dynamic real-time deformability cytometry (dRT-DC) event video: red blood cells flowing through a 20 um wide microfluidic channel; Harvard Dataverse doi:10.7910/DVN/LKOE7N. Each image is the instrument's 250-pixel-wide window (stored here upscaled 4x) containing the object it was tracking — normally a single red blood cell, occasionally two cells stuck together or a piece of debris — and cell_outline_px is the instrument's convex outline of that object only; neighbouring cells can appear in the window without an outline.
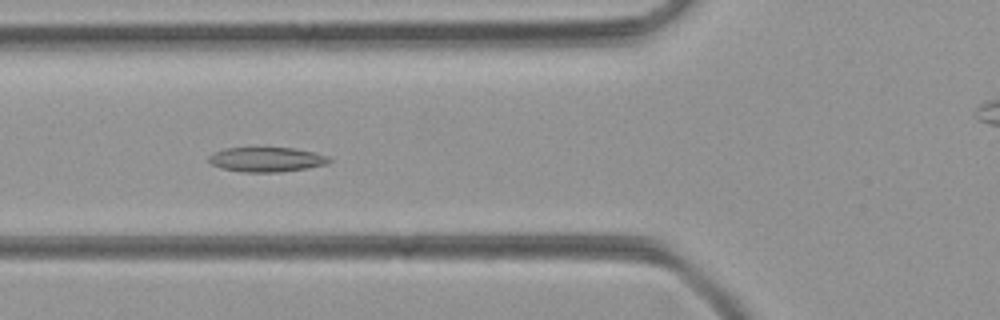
{"species": "common noctule bat (a hibernating species)", "species_latin": "Nyctalus noctula", "temperature_condition": "room temperature", "stored_images_in_passage": 48, "camera_frame_rate_fps": 3000, "um_per_image_px": 0.085, "animal": {"sex": "female", "body_mass_g": 21.9}, "frame": {"image": 1, "passage_image": 16, "time_ms": 5.0, "image_size_px": [1000, 320], "cell_outline_px": [[332, 160], [328, 164], [308, 168], [280, 172], [240, 172], [220, 168], [212, 164], [208, 160], [208, 156], [212, 152], [224, 148], [296, 148], [316, 152], [328, 156]], "centroid_in_image_um": [22.66, 13.56], "position_along_channel_um": 103.1, "area_um2": 17.57}}
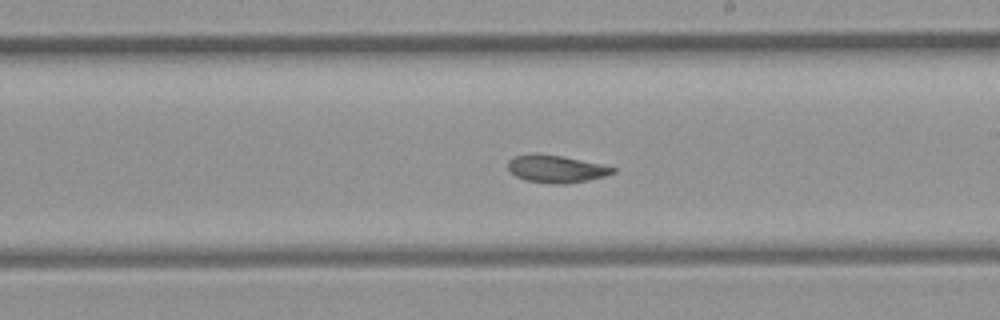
{"frame": {"image": 2, "passage_image": 26, "time_ms": 8.333, "image_size_px": [1000, 320], "cell_outline_px": [[616, 172], [604, 176], [588, 180], [568, 184], [552, 184], [524, 180], [516, 176], [508, 168], [508, 160], [516, 156], [536, 152], [560, 156], [600, 164], [616, 168]], "centroid_in_image_um": [47.25, 14.36], "position_along_channel_um": 241.7, "area_um2": 16.76}}
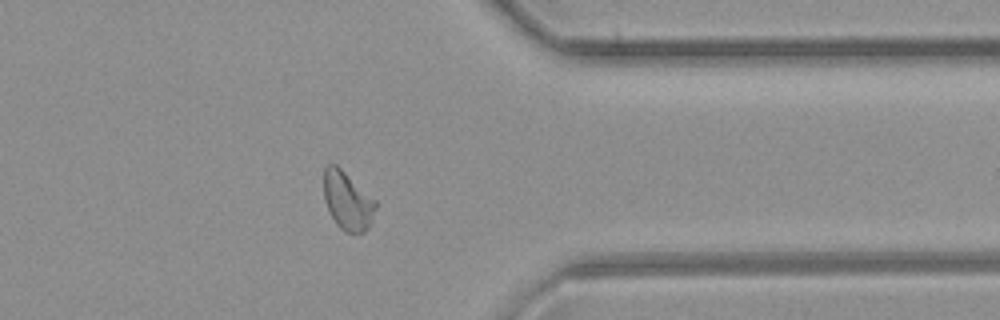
{"frame": {"image": 3, "passage_image": 37, "time_ms": 12.0, "image_size_px": [1000, 320], "cell_outline_px": [[376, 208], [372, 224], [364, 232], [344, 232], [336, 224], [324, 200], [324, 168], [328, 164], [336, 164], [376, 200]], "centroid_in_image_um": [29.55, 17.07], "position_along_channel_um": 381.8, "area_um2": 17.63}}